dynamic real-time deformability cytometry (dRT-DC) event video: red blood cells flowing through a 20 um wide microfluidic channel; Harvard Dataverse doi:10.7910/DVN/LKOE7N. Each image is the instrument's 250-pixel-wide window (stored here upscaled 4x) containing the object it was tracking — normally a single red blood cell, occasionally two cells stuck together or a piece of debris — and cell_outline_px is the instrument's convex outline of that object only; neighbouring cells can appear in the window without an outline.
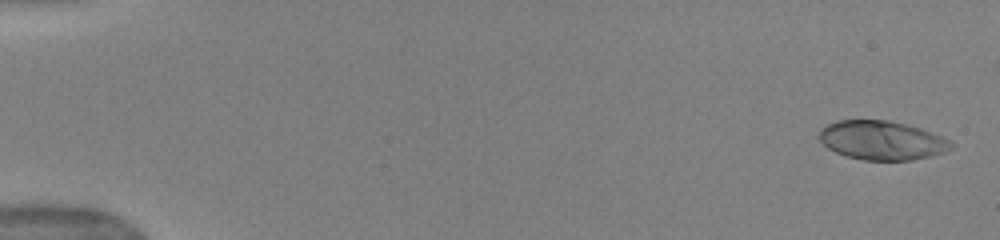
{"species": "human", "species_latin": "Homo sapiens", "temperature_condition": "warm", "stored_images_in_passage": 53, "camera_frame_rate_fps": 3000, "um_per_image_px": 0.085, "donor": {"sex": "female"}, "frame": {"image": 1, "passage_image": 2, "time_ms": 0.333, "image_size_px": [1000, 240], "cell_outline_px": [[956, 144], [952, 148], [944, 152], [932, 156], [912, 160], [864, 160], [844, 156], [828, 148], [820, 140], [820, 128], [836, 120], [888, 120], [920, 128], [944, 136], [952, 140]], "centroid_in_image_um": [75.01, 11.93], "position_along_channel_um": 10.0, "area_um2": 30.23}}
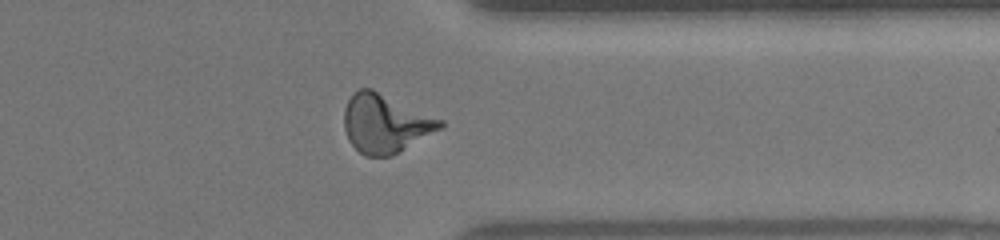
{"frame": {"image": 2, "passage_image": 42, "time_ms": 13.667, "image_size_px": [1000, 240], "cell_outline_px": [[444, 124], [440, 128], [392, 156], [364, 156], [348, 140], [344, 128], [344, 108], [352, 92], [360, 88], [372, 88], [444, 120]], "centroid_in_image_um": [32.71, 10.47], "position_along_channel_um": 378.7, "area_um2": 32.71}}
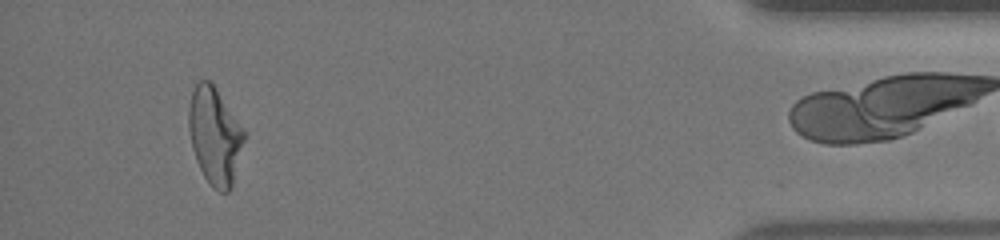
{"frame": {"image": 3, "passage_image": 49, "time_ms": 16.0, "image_size_px": [1000, 240], "cell_outline_px": [[244, 140], [232, 184], [228, 192], [220, 192], [212, 188], [204, 176], [196, 160], [192, 148], [188, 128], [188, 108], [192, 92], [196, 84], [200, 80], [212, 80], [244, 128]], "centroid_in_image_um": [18.24, 11.5], "position_along_channel_um": 417.0, "area_um2": 31.44}, "authors_computed_cell_mechanics": {"area_um2": 30.634, "velocity_mm_per_s": 3.9623, "shape_relaxation_time_tau1_ms": 10.1509, "shape_relaxation_time_tau2_ms": 0.8688, "deformation_change_tau1": 0.325, "deformation_change_tau2": 0.0642}}